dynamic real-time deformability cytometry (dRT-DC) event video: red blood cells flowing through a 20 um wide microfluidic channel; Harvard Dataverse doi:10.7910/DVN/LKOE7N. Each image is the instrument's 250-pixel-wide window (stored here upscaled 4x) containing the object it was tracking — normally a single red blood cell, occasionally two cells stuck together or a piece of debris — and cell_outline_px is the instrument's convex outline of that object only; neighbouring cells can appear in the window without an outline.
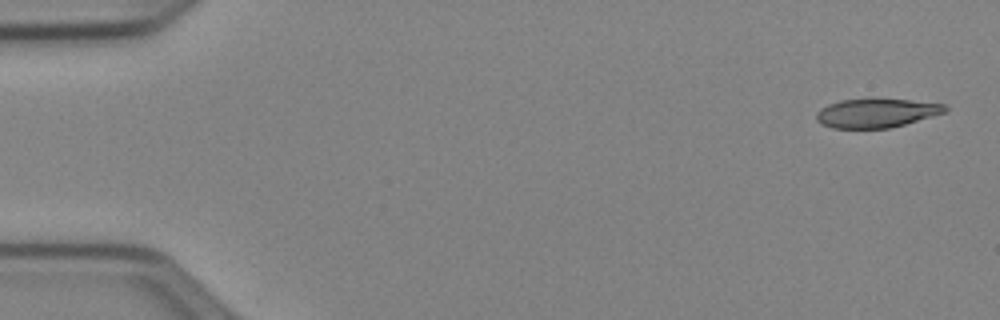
{"species": "Egyptian fruit bat (a non-hibernating species)", "species_latin": "Rousettus aegyptiacus", "temperature_condition": "cold", "stored_images_in_passage": 51, "camera_frame_rate_fps": 3000, "um_per_image_px": 0.085, "animal": {"sex": "female"}, "frame": {"image": 1, "passage_image": 1, "time_ms": 0.0, "image_size_px": [1000, 320], "cell_outline_px": [[948, 112], [904, 124], [888, 128], [832, 128], [820, 124], [816, 120], [816, 112], [820, 108], [828, 104], [840, 100], [868, 96], [872, 96], [944, 104], [948, 108]], "centroid_in_image_um": [74.46, 9.57], "position_along_channel_um": 10.5, "area_um2": 22.48}}
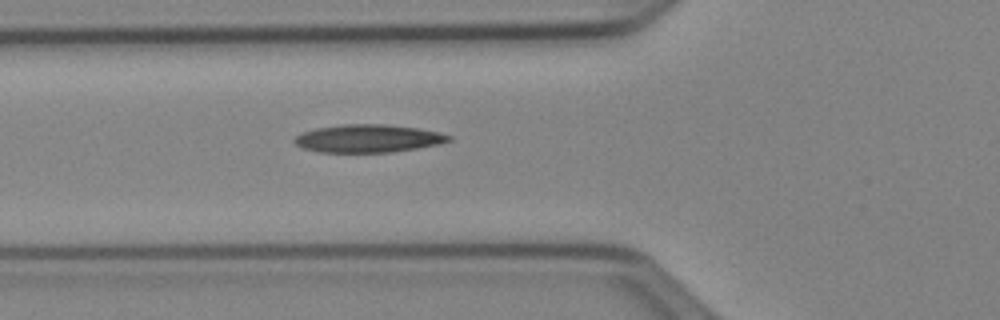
{"frame": {"image": 2, "passage_image": 18, "time_ms": 5.667, "image_size_px": [1000, 320], "cell_outline_px": [[452, 140], [440, 144], [392, 152], [320, 152], [304, 148], [296, 144], [292, 140], [296, 136], [304, 132], [316, 128], [340, 124], [384, 124], [416, 128], [436, 132], [452, 136]], "centroid_in_image_um": [31.28, 11.77], "position_along_channel_um": 94.5, "area_um2": 24.91}}
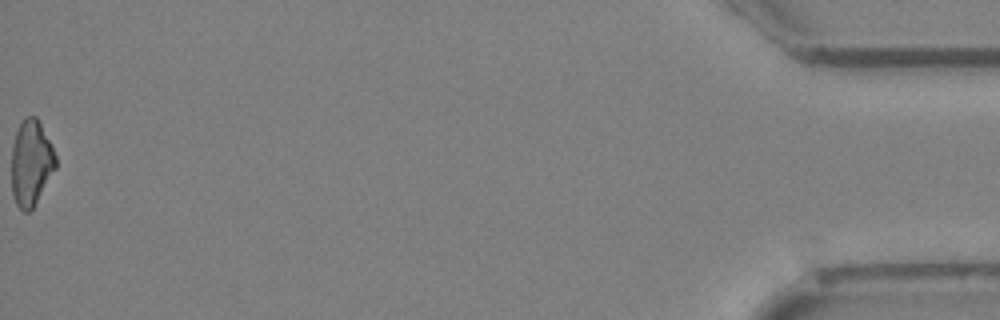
{"frame": {"image": 3, "passage_image": 51, "time_ms": 16.667, "image_size_px": [1000, 320], "cell_outline_px": [[56, 168], [32, 208], [28, 212], [24, 212], [16, 204], [12, 192], [12, 144], [16, 132], [24, 116], [36, 116], [56, 156]], "centroid_in_image_um": [2.62, 13.84], "position_along_channel_um": 432.6, "area_um2": 21.68}, "authors_computed_cell_mechanics": {"area_um2": 23.5246, "velocity_mm_per_s": 3.9668, "shape_relaxation_time_tau1_ms": null, "shape_relaxation_time_tau2_ms": 9.5662, "deformation_change_tau1": null, "deformation_change_tau2": 0.2341}}